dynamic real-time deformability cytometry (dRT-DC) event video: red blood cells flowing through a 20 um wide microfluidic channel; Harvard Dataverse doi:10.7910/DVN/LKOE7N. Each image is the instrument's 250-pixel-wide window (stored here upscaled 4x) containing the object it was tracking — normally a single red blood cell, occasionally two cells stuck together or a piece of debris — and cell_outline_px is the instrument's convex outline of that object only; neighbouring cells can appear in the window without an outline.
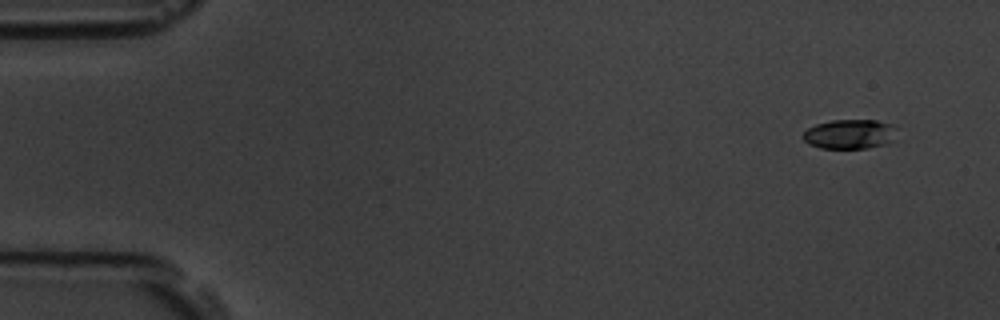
{"species": "common noctule bat (a hibernating species)", "species_latin": "Nyctalus noctula", "temperature_condition": "room temperature", "stored_images_in_passage": 4, "camera_frame_rate_fps": 3000, "um_per_image_px": 0.085, "animal": {"sex": "male", "body_mass_g": 19.5, "forearm_length_mm": 54.6}, "frame": {"image": 1, "passage_image": 1, "time_ms": 0.0, "image_size_px": [1000, 320], "cell_outline_px": [[896, 140], [888, 144], [868, 148], [820, 148], [808, 144], [804, 140], [804, 132], [808, 128], [816, 124], [832, 120], [876, 120], [892, 124], [896, 128]], "centroid_in_image_um": [72.29, 11.4], "position_along_channel_um": 12.7, "area_um2": 16.36}}